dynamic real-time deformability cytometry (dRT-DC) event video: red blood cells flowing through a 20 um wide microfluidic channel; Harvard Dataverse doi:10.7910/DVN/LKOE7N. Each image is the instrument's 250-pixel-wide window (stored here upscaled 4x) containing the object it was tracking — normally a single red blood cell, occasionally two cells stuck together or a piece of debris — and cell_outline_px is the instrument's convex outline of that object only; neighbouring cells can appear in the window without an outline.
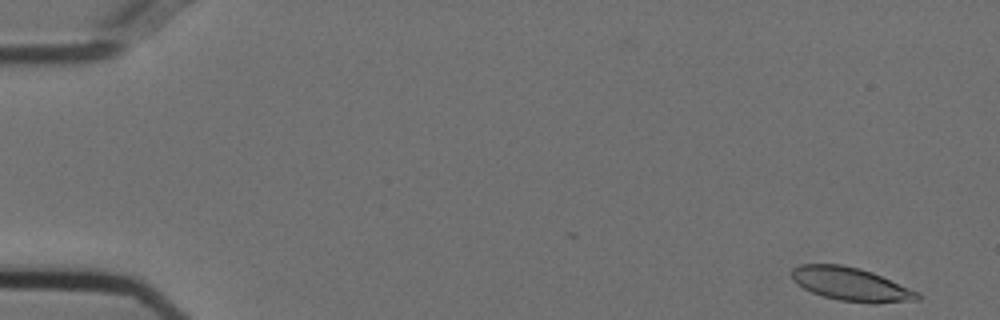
{"species": "Egyptian fruit bat (a non-hibernating species)", "species_latin": "Rousettus aegyptiacus", "temperature_condition": "cold", "stored_images_in_passage": 9, "camera_frame_rate_fps": 3000, "um_per_image_px": 0.085, "animal": {"sex": "female"}, "frame": {"image": 1, "passage_image": 1, "time_ms": 0.0, "image_size_px": [1000, 320], "cell_outline_px": [[920, 300], [876, 304], [868, 304], [840, 300], [824, 296], [812, 292], [796, 284], [792, 280], [792, 268], [800, 264], [840, 264], [860, 268], [872, 272], [920, 292]], "centroid_in_image_um": [72.36, 24.17], "position_along_channel_um": 12.6, "area_um2": 24.74}}